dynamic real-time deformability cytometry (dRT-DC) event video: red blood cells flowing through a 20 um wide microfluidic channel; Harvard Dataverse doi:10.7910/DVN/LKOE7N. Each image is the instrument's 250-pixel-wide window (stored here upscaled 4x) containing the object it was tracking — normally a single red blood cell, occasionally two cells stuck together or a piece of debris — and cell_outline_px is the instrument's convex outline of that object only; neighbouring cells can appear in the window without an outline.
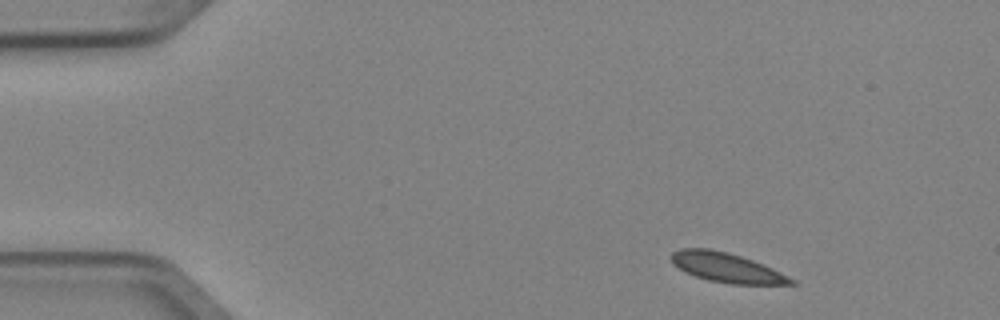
{"species": "Egyptian fruit bat (a non-hibernating species)", "species_latin": "Rousettus aegyptiacus", "temperature_condition": "cold", "stored_images_in_passage": 5, "camera_frame_rate_fps": 3000, "um_per_image_px": 0.085, "animal": {"sex": "female"}, "frame": {"image": 1, "passage_image": 1, "time_ms": 0.0, "image_size_px": [1000, 320], "cell_outline_px": [[800, 284], [732, 284], [708, 280], [684, 272], [672, 264], [672, 252], [680, 248], [708, 248], [728, 252], [764, 264], [796, 280]], "centroid_in_image_um": [61.77, 22.74], "position_along_channel_um": 23.2, "area_um2": 20.63}}
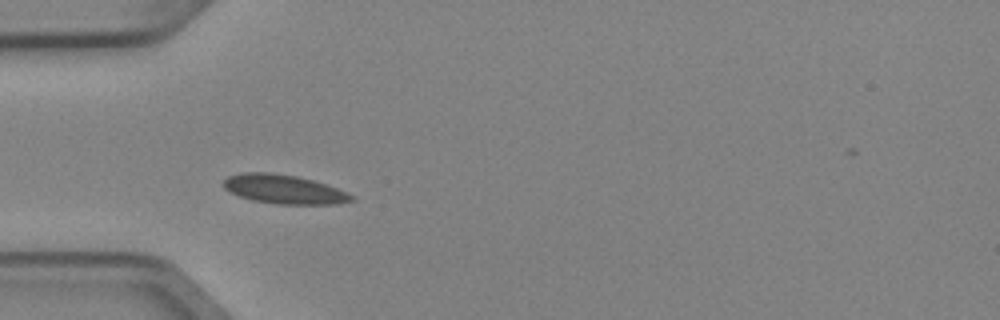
{"frame": {"image": 2, "passage_image": 3, "time_ms": 0.667, "image_size_px": [1000, 320], "cell_outline_px": [[356, 200], [336, 204], [280, 204], [252, 200], [240, 196], [224, 188], [224, 180], [228, 176], [240, 172], [268, 172], [296, 176], [312, 180], [348, 192], [356, 196]], "centroid_in_image_um": [24.17, 16.09], "position_along_channel_um": 60.8, "area_um2": 21.56}}
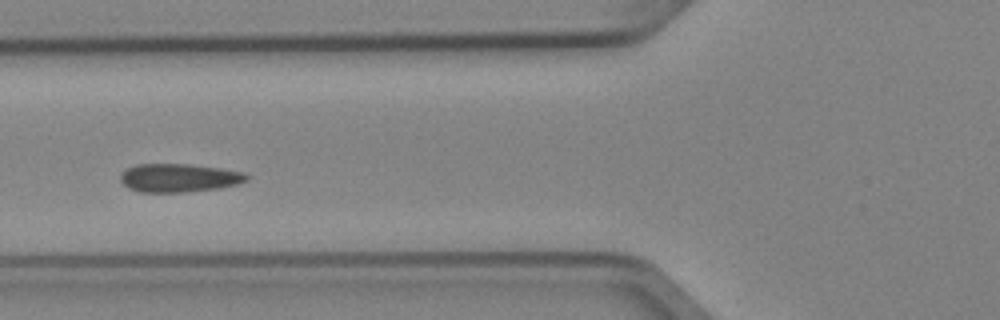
{"frame": {"image": 3, "passage_image": 4, "time_ms": 1.0, "image_size_px": [1000, 320], "cell_outline_px": [[248, 180], [236, 184], [220, 188], [188, 192], [140, 192], [128, 188], [120, 180], [120, 172], [136, 164], [188, 164], [220, 168], [244, 172], [248, 176]], "centroid_in_image_um": [15.19, 15.12], "position_along_channel_um": 110.6, "area_um2": 20.98}}